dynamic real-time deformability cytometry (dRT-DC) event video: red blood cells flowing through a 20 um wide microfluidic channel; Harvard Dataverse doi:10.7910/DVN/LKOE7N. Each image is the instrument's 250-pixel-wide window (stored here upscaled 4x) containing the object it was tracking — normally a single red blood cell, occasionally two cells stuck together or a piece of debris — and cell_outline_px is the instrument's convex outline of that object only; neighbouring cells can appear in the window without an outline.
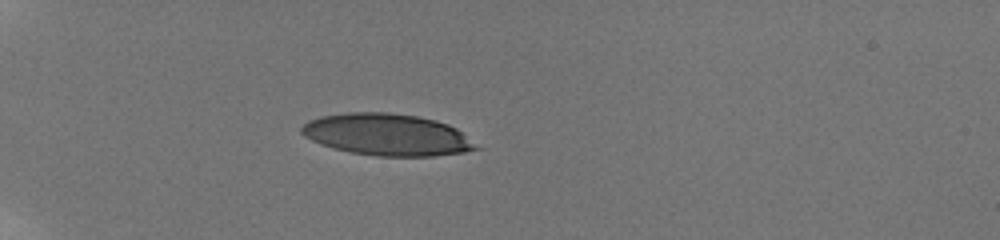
{"species": "human", "species_latin": "Homo sapiens", "temperature_condition": "room temperature", "stored_images_in_passage": 28, "camera_frame_rate_fps": 3000, "um_per_image_px": 0.085, "donor": {"sex": "male"}, "frame": {"image": 1, "passage_image": 5, "time_ms": 2.667, "image_size_px": [1000, 240], "cell_outline_px": [[484, 148], [464, 152], [436, 156], [380, 156], [352, 152], [332, 148], [320, 144], [304, 136], [300, 132], [300, 128], [308, 120], [320, 116], [348, 112], [388, 112], [416, 116], [436, 120], [448, 124], [456, 128]], "centroid_in_image_um": [32.93, 11.45], "position_along_channel_um": 52.1, "area_um2": 42.77}}
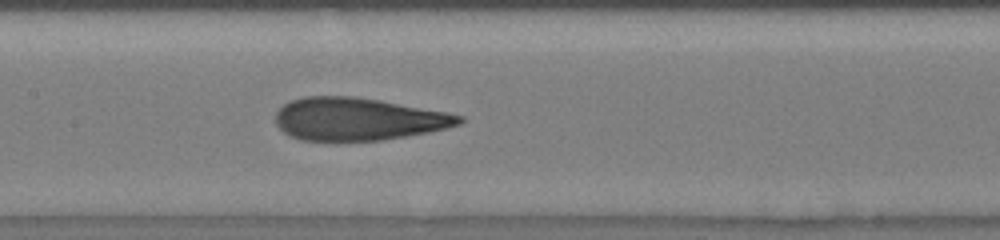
{"frame": {"image": 2, "passage_image": 14, "time_ms": 7.0, "image_size_px": [1000, 240], "cell_outline_px": [[464, 120], [460, 124], [428, 132], [384, 140], [300, 140], [288, 136], [276, 124], [276, 112], [284, 104], [292, 100], [304, 96], [352, 96], [380, 100], [448, 112], [464, 116]], "centroid_in_image_um": [30.43, 10.11], "position_along_channel_um": 177.0, "area_um2": 45.55}}
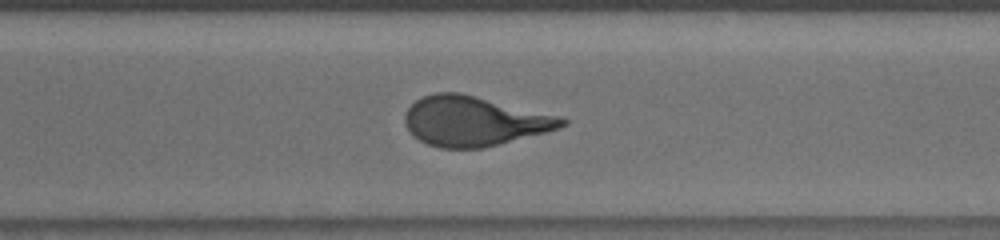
{"frame": {"image": 3, "passage_image": 20, "time_ms": 11.0, "image_size_px": [1000, 240], "cell_outline_px": [[568, 124], [560, 128], [548, 132], [484, 148], [440, 148], [428, 144], [412, 136], [404, 120], [404, 116], [408, 108], [416, 100], [424, 96], [436, 92], [460, 92], [556, 116], [568, 120]], "centroid_in_image_um": [40.27, 10.31], "position_along_channel_um": 330.3, "area_um2": 45.2}, "authors_computed_cell_mechanics": {"area_um2": 45.5175, "velocity_mm_per_s": 3.8519, "shape_relaxation_time_tau1_ms": 4.3499, "shape_relaxation_time_tau2_ms": 0.9373, "deformation_change_tau1": 0.2113, "deformation_change_tau2": 0.0977}}